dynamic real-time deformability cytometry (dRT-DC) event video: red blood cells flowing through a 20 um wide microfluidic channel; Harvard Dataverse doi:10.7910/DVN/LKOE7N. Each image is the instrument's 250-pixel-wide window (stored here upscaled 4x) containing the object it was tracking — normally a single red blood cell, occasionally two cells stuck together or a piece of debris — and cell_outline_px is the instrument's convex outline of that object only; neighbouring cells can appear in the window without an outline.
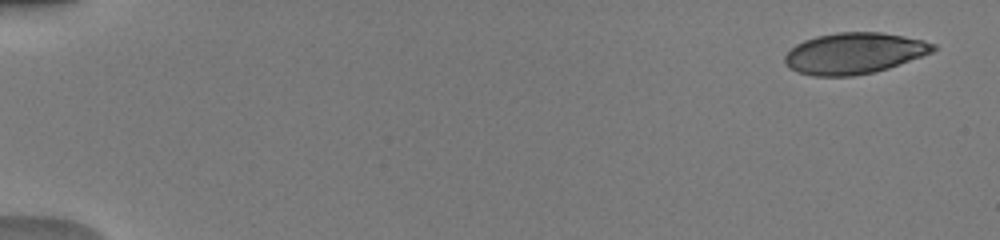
{"species": "human", "species_latin": "Homo sapiens", "temperature_condition": "warm", "stored_images_in_passage": 49, "camera_frame_rate_fps": 3000, "um_per_image_px": 0.085, "donor": {"sex": "male"}, "frame": {"image": 1, "passage_image": 1, "time_ms": 0.0, "image_size_px": [1000, 240], "cell_outline_px": [[936, 48], [928, 52], [896, 64], [884, 68], [868, 72], [844, 76], [824, 76], [800, 72], [792, 68], [788, 64], [788, 52], [792, 48], [808, 40], [820, 36], [844, 32], [872, 32], [900, 36], [920, 40], [932, 44]], "centroid_in_image_um": [72.58, 4.52], "position_along_channel_um": 12.4, "area_um2": 33.18}}
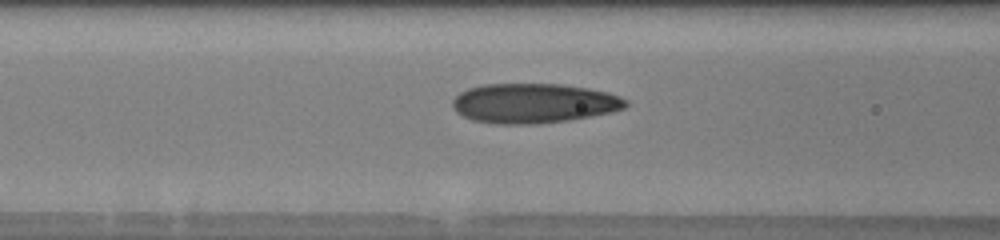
{"frame": {"image": 2, "passage_image": 21, "time_ms": 6.667, "image_size_px": [1000, 240], "cell_outline_px": [[624, 104], [620, 108], [604, 112], [584, 116], [556, 120], [480, 120], [468, 116], [460, 112], [456, 108], [456, 100], [464, 92], [472, 88], [496, 84], [548, 84], [580, 88], [600, 92], [616, 96], [624, 100]], "centroid_in_image_um": [45.38, 8.7], "position_along_channel_um": 121.2, "area_um2": 35.37}}
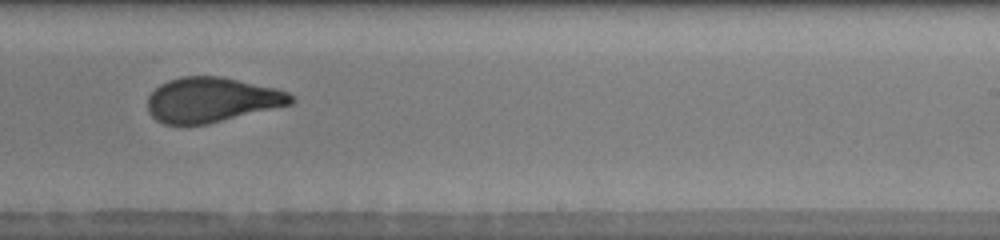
{"frame": {"image": 3, "passage_image": 32, "time_ms": 10.333, "image_size_px": [1000, 240], "cell_outline_px": [[292, 100], [288, 104], [200, 124], [168, 124], [160, 120], [152, 112], [148, 104], [148, 100], [152, 92], [156, 88], [172, 80], [188, 76], [212, 76], [232, 80], [268, 88], [284, 92], [292, 96]], "centroid_in_image_um": [17.91, 8.48], "position_along_channel_um": 271.1, "area_um2": 34.74}, "authors_computed_cell_mechanics": {"area_um2": 34.4488, "velocity_mm_per_s": 4.0921, "shape_relaxation_time_tau1_ms": 10.6764, "shape_relaxation_time_tau2_ms": 1.1635, "deformation_change_tau1": 0.3122, "deformation_change_tau2": 0.0942}}